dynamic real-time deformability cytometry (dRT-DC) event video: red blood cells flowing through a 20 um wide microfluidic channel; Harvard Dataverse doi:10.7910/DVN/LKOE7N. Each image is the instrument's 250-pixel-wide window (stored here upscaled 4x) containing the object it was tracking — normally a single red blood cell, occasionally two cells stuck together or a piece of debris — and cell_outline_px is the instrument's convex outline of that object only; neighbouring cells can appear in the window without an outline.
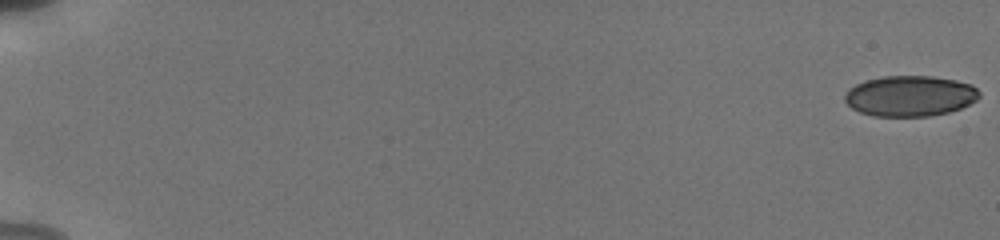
{"species": "human", "species_latin": "Homo sapiens", "temperature_condition": "cold", "stored_images_in_passage": 25, "camera_frame_rate_fps": 3000, "um_per_image_px": 0.085, "donor": {"sex": "male"}, "frame": {"image": 1, "passage_image": 1, "time_ms": 0.0, "image_size_px": [1000, 240], "cell_outline_px": [[980, 96], [976, 100], [960, 108], [948, 112], [928, 116], [872, 116], [860, 112], [852, 108], [844, 100], [844, 96], [848, 88], [864, 80], [884, 76], [932, 76], [956, 80], [972, 84], [980, 92]], "centroid_in_image_um": [77.33, 8.15], "position_along_channel_um": 7.7, "area_um2": 31.96}}
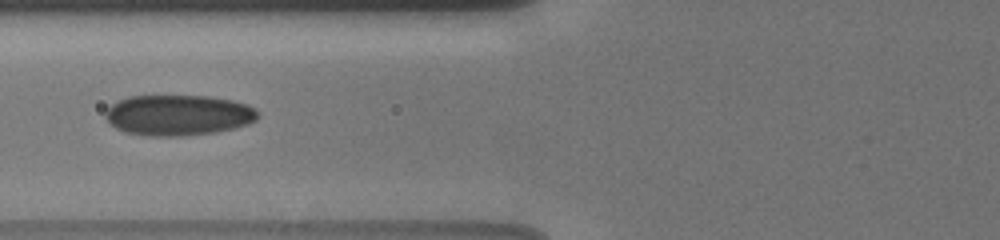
{"frame": {"image": 2, "passage_image": 16, "time_ms": 8.0, "image_size_px": [1000, 240], "cell_outline_px": [[260, 116], [256, 120], [248, 124], [232, 128], [212, 132], [180, 136], [148, 136], [124, 132], [116, 128], [104, 116], [104, 112], [112, 104], [128, 96], [208, 96], [232, 100], [256, 108], [260, 112]], "centroid_in_image_um": [15.15, 9.78], "position_along_channel_um": 110.6, "area_um2": 36.07}}
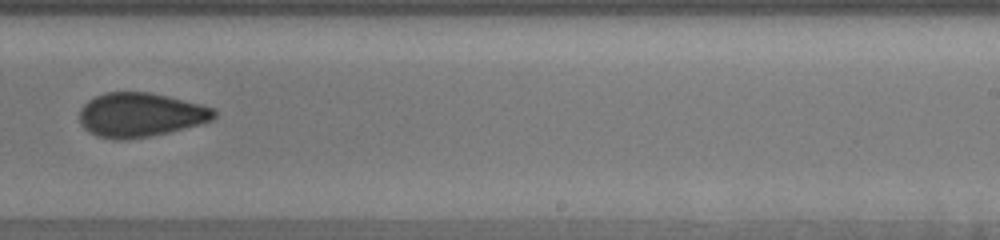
{"frame": {"image": 3, "passage_image": 25, "time_ms": 12.333, "image_size_px": [1000, 240], "cell_outline_px": [[216, 116], [212, 120], [200, 124], [168, 132], [148, 136], [124, 140], [112, 140], [96, 136], [84, 128], [80, 120], [80, 108], [88, 100], [104, 92], [152, 92], [216, 108]], "centroid_in_image_um": [11.93, 9.76], "position_along_channel_um": 277.1, "area_um2": 34.74}}